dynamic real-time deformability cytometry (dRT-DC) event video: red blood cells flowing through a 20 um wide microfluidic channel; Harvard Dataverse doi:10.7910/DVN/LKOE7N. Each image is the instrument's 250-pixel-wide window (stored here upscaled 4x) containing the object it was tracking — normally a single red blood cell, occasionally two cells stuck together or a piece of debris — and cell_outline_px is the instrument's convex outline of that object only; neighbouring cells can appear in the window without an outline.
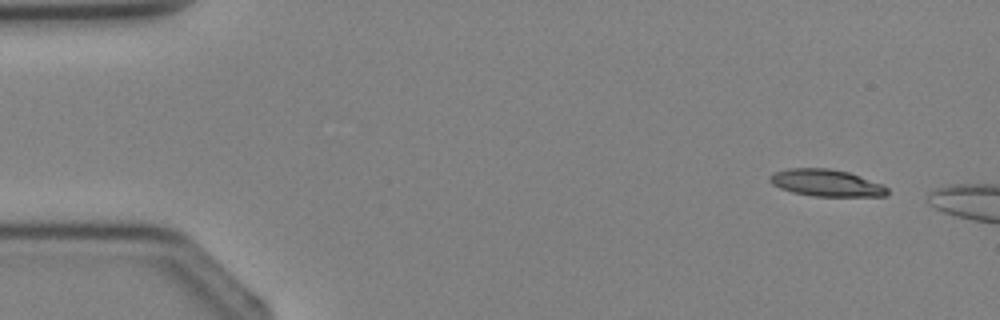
{"species": "Egyptian fruit bat (a non-hibernating species)", "species_latin": "Rousettus aegyptiacus", "temperature_condition": "cold", "stored_images_in_passage": 4, "camera_frame_rate_fps": 3000, "um_per_image_px": 0.085, "animal": {"sex": "female"}, "frame": {"image": 1, "passage_image": 1, "time_ms": 0.0, "image_size_px": [1000, 320], "cell_outline_px": [[888, 196], [816, 196], [792, 192], [780, 188], [772, 184], [768, 180], [768, 176], [772, 172], [788, 168], [828, 168], [848, 172], [860, 176], [880, 184], [888, 188]], "centroid_in_image_um": [70.18, 15.54], "position_along_channel_um": 14.8, "area_um2": 18.44}}